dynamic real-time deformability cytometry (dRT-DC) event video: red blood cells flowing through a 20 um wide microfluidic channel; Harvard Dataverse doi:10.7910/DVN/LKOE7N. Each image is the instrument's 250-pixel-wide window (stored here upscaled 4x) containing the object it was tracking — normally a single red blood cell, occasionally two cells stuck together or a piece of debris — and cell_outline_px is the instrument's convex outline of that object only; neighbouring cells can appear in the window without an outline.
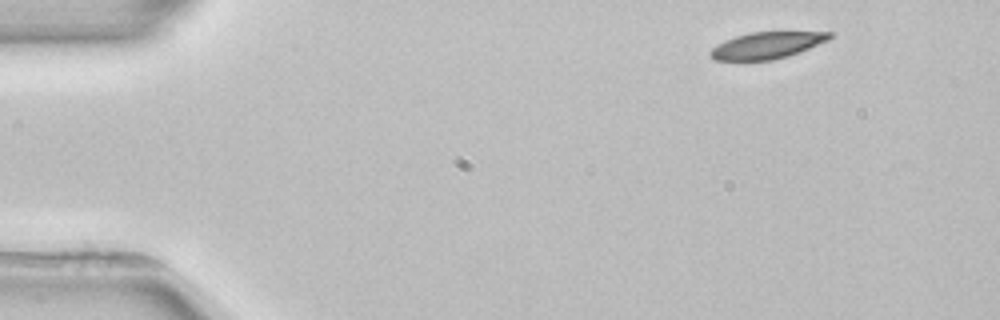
{"species": "common noctule bat (a hibernating species)", "species_latin": "Nyctalus noctula", "temperature_condition": "room temperature", "stored_images_in_passage": 3, "camera_frame_rate_fps": 3000, "um_per_image_px": 0.085, "animal": {"sex": "female", "body_mass_g": 22.7, "forearm_length_mm": 54.2}, "frame": {"image": 1, "passage_image": 1, "time_ms": 0.0, "image_size_px": [1000, 320], "cell_outline_px": [[836, 32], [828, 40], [800, 52], [788, 56], [772, 60], [712, 60], [708, 56], [708, 52], [712, 48], [724, 40], [736, 36], [752, 32]], "centroid_in_image_um": [65.16, 3.86], "position_along_channel_um": 19.8, "area_um2": 18.55}}